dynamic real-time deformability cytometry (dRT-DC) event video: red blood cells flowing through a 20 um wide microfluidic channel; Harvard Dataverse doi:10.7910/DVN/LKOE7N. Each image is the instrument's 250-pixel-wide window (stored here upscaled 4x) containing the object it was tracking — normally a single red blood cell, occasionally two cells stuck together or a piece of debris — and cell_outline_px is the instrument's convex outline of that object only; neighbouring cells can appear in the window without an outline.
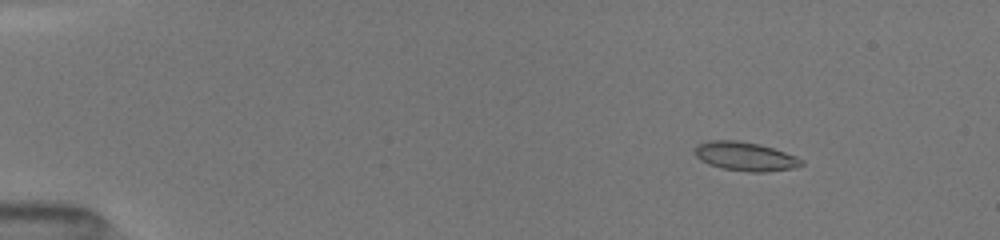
{"species": "common noctule bat (a hibernating species)", "species_latin": "Nyctalus noctula", "temperature_condition": "room temperature", "stored_images_in_passage": 25, "camera_frame_rate_fps": 3000, "um_per_image_px": 0.085, "animal": {"sex": "female", "body_mass_g": 19.5, "forearm_length_mm": 54.1}, "frame": {"image": 1, "passage_image": 5, "time_ms": 2.0, "image_size_px": [1000, 240], "cell_outline_px": [[804, 164], [792, 168], [768, 172], [748, 172], [720, 168], [708, 164], [700, 160], [692, 152], [692, 148], [696, 144], [708, 140], [740, 140], [760, 144], [796, 156], [804, 160]], "centroid_in_image_um": [63.28, 13.28], "position_along_channel_um": 21.7, "area_um2": 18.32}}
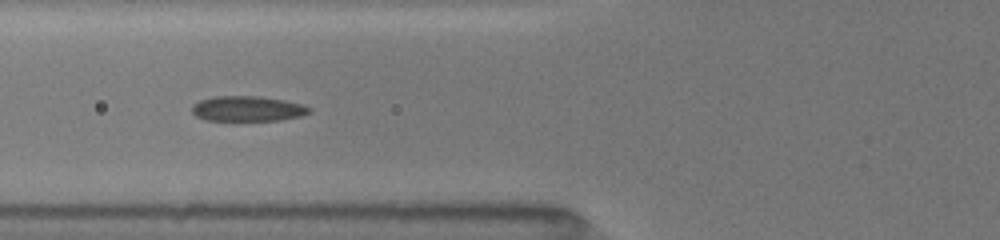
{"frame": {"image": 2, "passage_image": 12, "time_ms": 6.667, "image_size_px": [1000, 240], "cell_outline_px": [[312, 112], [300, 116], [280, 120], [204, 120], [196, 116], [192, 112], [192, 104], [200, 100], [212, 96], [260, 96], [284, 100], [304, 104], [312, 108]], "centroid_in_image_um": [21.06, 9.23], "position_along_channel_um": 104.7, "area_um2": 17.4}}
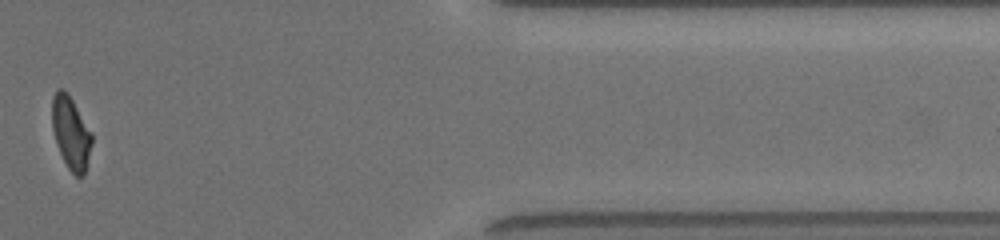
{"frame": {"image": 3, "passage_image": 23, "time_ms": 15.0, "image_size_px": [1000, 240], "cell_outline_px": [[92, 144], [84, 176], [76, 176], [68, 168], [56, 144], [52, 128], [52, 96], [56, 88], [64, 88], [68, 92], [92, 132]], "centroid_in_image_um": [6.02, 11.24], "position_along_channel_um": 405.4, "area_um2": 17.05}, "authors_computed_cell_mechanics": {"area_um2": 17.4556, "velocity_mm_per_s": 4.0575, "shape_relaxation_time_tau1_ms": 1.8083, "shape_relaxation_time_tau2_ms": 1.3047, "deformation_change_tau1": 0.1035, "deformation_change_tau2": 0.0485}}